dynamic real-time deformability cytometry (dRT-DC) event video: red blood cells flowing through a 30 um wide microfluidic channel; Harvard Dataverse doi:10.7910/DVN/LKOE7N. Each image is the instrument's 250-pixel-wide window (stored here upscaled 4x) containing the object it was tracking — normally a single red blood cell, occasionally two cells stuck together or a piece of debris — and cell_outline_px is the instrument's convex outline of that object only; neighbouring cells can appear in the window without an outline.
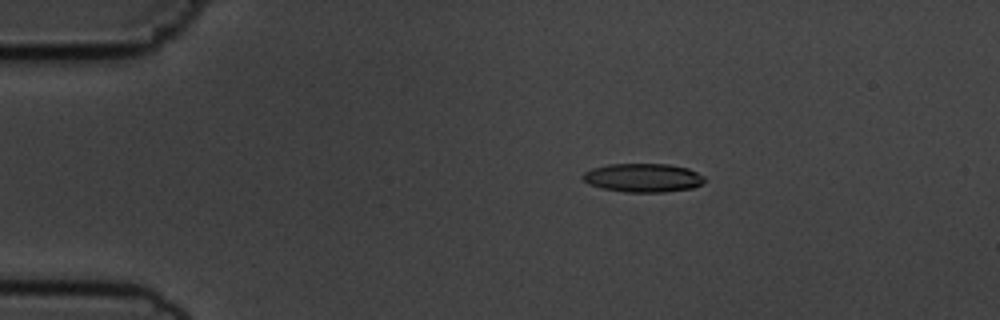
{"species": "common noctule bat (a hibernating species)", "species_latin": "Nyctalus noctula", "temperature_condition": "cold", "stored_images_in_passage": 55, "camera_frame_rate_fps": 3000, "um_per_image_px": 0.085, "animal": {"sex": "male", "body_mass_g": 19.5, "forearm_length_mm": 54.6}, "frame": {"image": 1, "passage_image": 11, "time_ms": 3.333, "image_size_px": [1000, 320], "cell_outline_px": [[708, 180], [704, 184], [692, 188], [664, 192], [624, 192], [600, 188], [588, 184], [580, 180], [580, 176], [584, 172], [592, 168], [608, 164], [668, 164], [688, 168], [704, 176]], "centroid_in_image_um": [54.64, 15.11], "position_along_channel_um": 30.4, "area_um2": 20.75}}
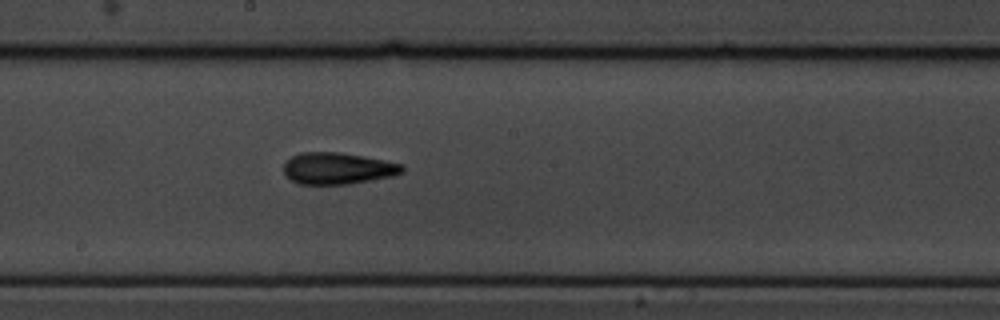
{"frame": {"image": 2, "passage_image": 31, "time_ms": 10.0, "image_size_px": [1000, 320], "cell_outline_px": [[404, 172], [396, 176], [348, 184], [300, 184], [292, 180], [284, 172], [284, 160], [300, 152], [340, 152], [364, 156], [404, 164]], "centroid_in_image_um": [28.74, 14.3], "position_along_channel_um": 219.5, "area_um2": 22.08}}
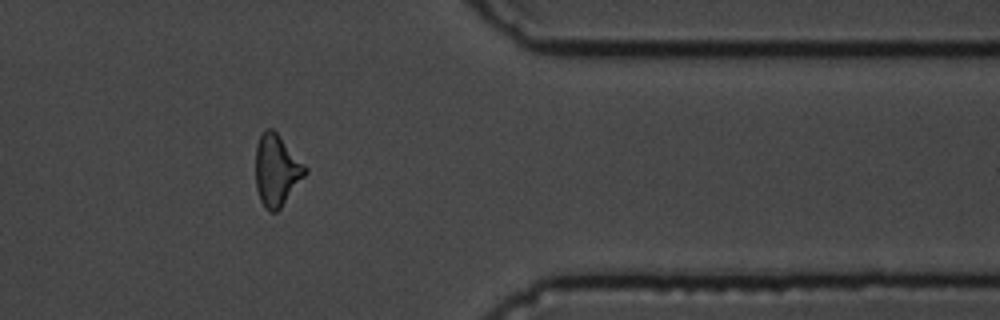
{"frame": {"image": 3, "passage_image": 46, "time_ms": 15.0, "image_size_px": [1000, 320], "cell_outline_px": [[308, 172], [280, 208], [276, 212], [268, 212], [264, 208], [260, 200], [256, 188], [256, 144], [264, 128], [272, 128], [280, 136], [308, 168]], "centroid_in_image_um": [23.5, 14.47], "position_along_channel_um": 387.9, "area_um2": 20.69}, "authors_computed_cell_mechanics": {"area_um2": 20.519, "velocity_mm_per_s": 3.6647, "shape_relaxation_time_tau1_ms": 4.5373, "shape_relaxation_time_tau2_ms": 2.4294, "deformation_change_tau1": 0.1621, "deformation_change_tau2": 0.1083}}